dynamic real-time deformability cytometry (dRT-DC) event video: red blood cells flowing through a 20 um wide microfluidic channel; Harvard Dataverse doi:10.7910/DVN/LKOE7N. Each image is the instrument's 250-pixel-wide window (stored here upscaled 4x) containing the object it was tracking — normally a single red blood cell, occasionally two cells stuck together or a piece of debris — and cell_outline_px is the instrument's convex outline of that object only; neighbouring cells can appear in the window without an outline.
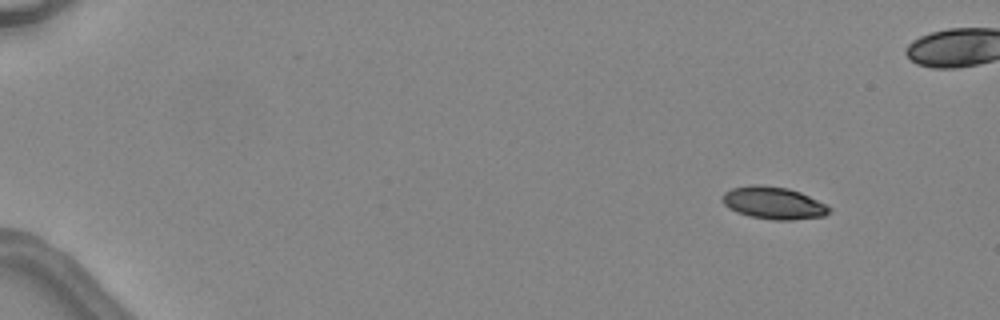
{"species": "common noctule bat (a hibernating species)", "species_latin": "Nyctalus noctula", "temperature_condition": "warm", "stored_images_in_passage": 4, "camera_frame_rate_fps": 3000, "um_per_image_px": 0.085, "animal": {"sex": "female", "body_mass_g": 24.6, "forearm_length_mm": 56.2}, "frame": {"image": 1, "passage_image": 1, "time_ms": 0.0, "image_size_px": [1000, 320], "cell_outline_px": [[832, 208], [824, 216], [792, 220], [772, 220], [748, 216], [736, 212], [728, 208], [720, 200], [720, 196], [724, 192], [732, 188], [752, 184], [760, 184], [788, 188], [800, 192]], "centroid_in_image_um": [65.67, 17.25], "position_along_channel_um": 19.3, "area_um2": 20.29}}